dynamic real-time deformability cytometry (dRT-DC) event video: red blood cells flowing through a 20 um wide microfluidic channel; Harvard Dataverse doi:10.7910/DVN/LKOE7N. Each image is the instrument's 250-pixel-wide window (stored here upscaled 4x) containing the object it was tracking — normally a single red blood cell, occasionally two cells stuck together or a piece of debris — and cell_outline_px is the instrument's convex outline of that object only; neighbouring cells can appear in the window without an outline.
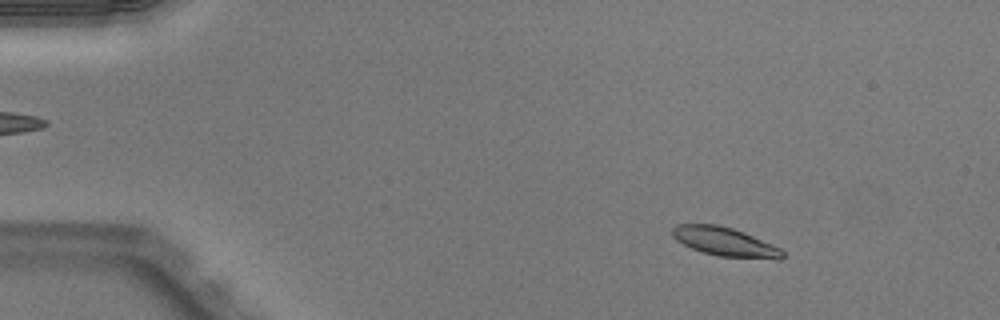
{"species": "Egyptian fruit bat (a non-hibernating species)", "species_latin": "Rousettus aegyptiacus", "temperature_condition": "warm", "stored_images_in_passage": 51, "camera_frame_rate_fps": 3000, "um_per_image_px": 0.085, "animal": {"sex": "male"}, "frame": {"image": 1, "passage_image": 7, "time_ms": 2.0, "image_size_px": [1000, 320], "cell_outline_px": [[784, 256], [780, 260], [776, 260], [716, 256], [692, 248], [676, 240], [672, 236], [672, 228], [676, 224], [716, 224], [732, 228], [744, 232], [772, 244], [780, 248], [784, 252]], "centroid_in_image_um": [61.65, 20.56], "position_along_channel_um": 23.4, "area_um2": 18.67}}
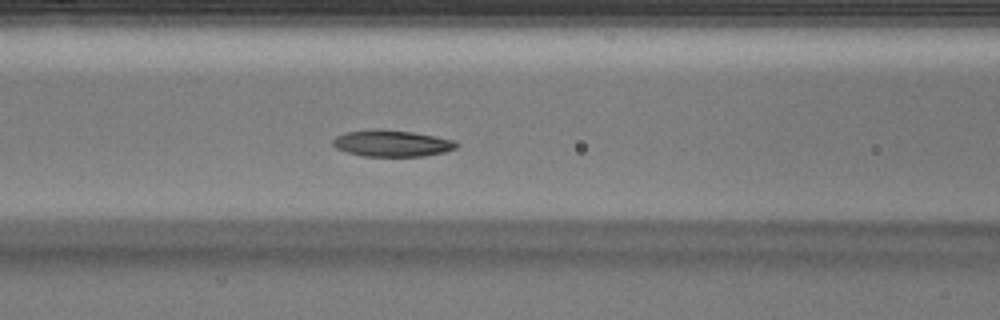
{"frame": {"image": 2, "passage_image": 22, "time_ms": 7.0, "image_size_px": [1000, 320], "cell_outline_px": [[460, 144], [456, 148], [444, 152], [424, 156], [364, 156], [348, 152], [336, 148], [332, 144], [332, 140], [336, 136], [348, 132], [412, 132], [456, 140]], "centroid_in_image_um": [33.39, 12.23], "position_along_channel_um": 133.2, "area_um2": 18.15}}
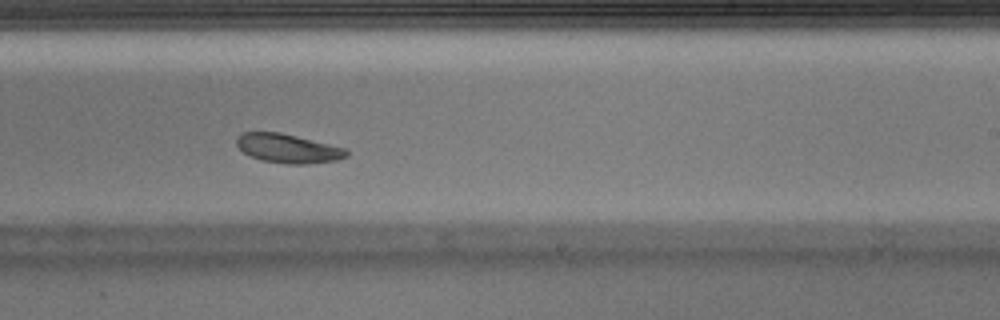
{"frame": {"image": 3, "passage_image": 32, "time_ms": 10.333, "image_size_px": [1000, 320], "cell_outline_px": [[348, 156], [336, 160], [304, 164], [288, 164], [260, 160], [244, 152], [236, 144], [236, 136], [244, 132], [280, 132], [344, 148], [348, 152]], "centroid_in_image_um": [24.44, 12.61], "position_along_channel_um": 264.6, "area_um2": 18.32}, "authors_computed_cell_mechanics": {"area_um2": 18.9584, "velocity_mm_per_s": 3.945, "shape_relaxation_time_tau1_ms": 1.9256, "shape_relaxation_time_tau2_ms": 4.1116, "deformation_change_tau1": 0.0954, "deformation_change_tau2": 0.1009}}